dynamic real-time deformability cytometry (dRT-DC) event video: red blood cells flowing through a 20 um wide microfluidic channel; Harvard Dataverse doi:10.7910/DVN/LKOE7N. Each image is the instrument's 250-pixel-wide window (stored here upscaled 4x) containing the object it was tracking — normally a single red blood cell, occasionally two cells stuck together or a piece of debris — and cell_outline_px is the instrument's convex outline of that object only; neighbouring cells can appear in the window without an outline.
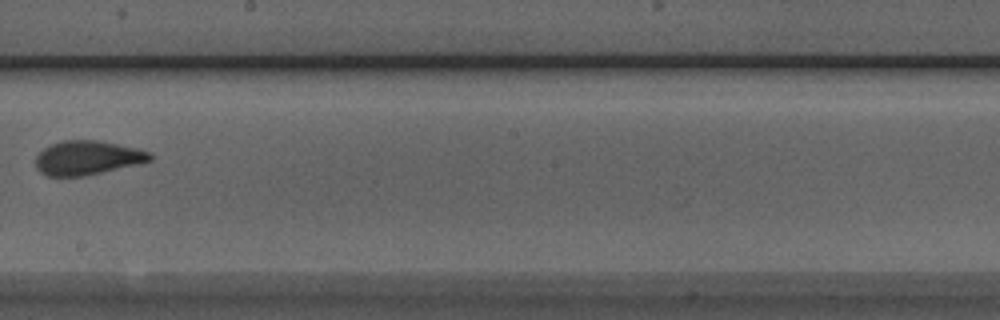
{"species": "Egyptian fruit bat (a non-hibernating species)", "species_latin": "Rousettus aegyptiacus", "temperature_condition": "room temperature", "stored_images_in_passage": 7, "camera_frame_rate_fps": 3000, "um_per_image_px": 0.085, "animal": {"sex": "male"}, "frame": {"image": 1, "passage_image": 6, "time_ms": 1.667, "image_size_px": [1000, 320], "cell_outline_px": [[152, 160], [140, 164], [84, 176], [48, 176], [40, 172], [36, 168], [36, 156], [44, 148], [60, 140], [96, 140], [136, 148], [152, 152]], "centroid_in_image_um": [7.44, 13.42], "position_along_channel_um": 240.8, "area_um2": 22.77}}
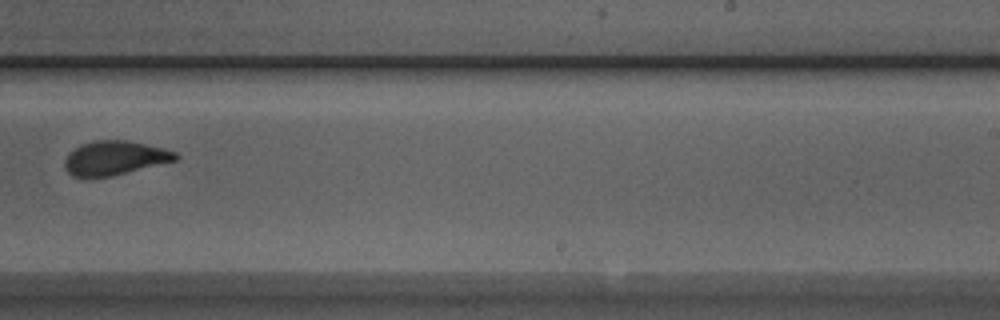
{"frame": {"image": 2, "passage_image": 7, "time_ms": 2.0, "image_size_px": [1000, 320], "cell_outline_px": [[180, 156], [176, 160], [112, 176], [88, 180], [72, 176], [64, 168], [64, 160], [68, 152], [80, 144], [96, 140], [128, 140], [164, 148], [176, 152]], "centroid_in_image_um": [9.68, 13.45], "position_along_channel_um": 279.3, "area_um2": 22.6}}